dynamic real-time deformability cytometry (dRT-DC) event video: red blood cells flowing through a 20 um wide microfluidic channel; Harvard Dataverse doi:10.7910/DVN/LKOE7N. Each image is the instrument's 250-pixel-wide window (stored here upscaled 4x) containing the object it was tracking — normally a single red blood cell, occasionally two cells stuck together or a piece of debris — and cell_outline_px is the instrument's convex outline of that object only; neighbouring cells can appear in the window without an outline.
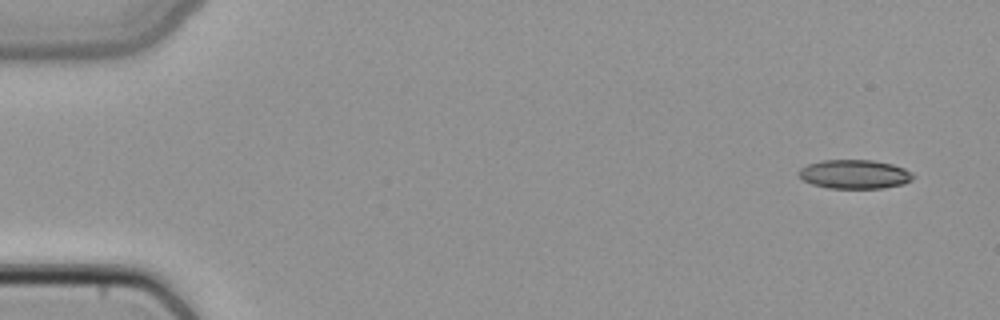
{"species": "common noctule bat (a hibernating species)", "species_latin": "Nyctalus noctula", "temperature_condition": "cold", "stored_images_in_passage": 5, "camera_frame_rate_fps": 3000, "um_per_image_px": 0.085, "animal": {"sex": "female", "body_mass_g": 22.7, "forearm_length_mm": 54.2}, "frame": {"image": 1, "passage_image": 1, "time_ms": 0.0, "image_size_px": [1000, 320], "cell_outline_px": [[916, 176], [912, 180], [904, 184], [884, 188], [828, 188], [812, 184], [804, 180], [800, 176], [800, 168], [808, 164], [820, 160], [872, 160], [892, 164], [904, 168], [912, 172]], "centroid_in_image_um": [72.68, 14.81], "position_along_channel_um": 12.3, "area_um2": 19.36}}
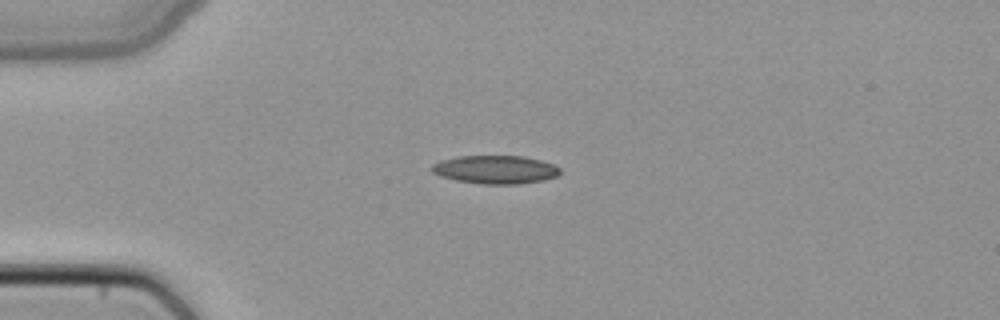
{"frame": {"image": 2, "passage_image": 3, "time_ms": 0.667, "image_size_px": [1000, 320], "cell_outline_px": [[560, 172], [556, 176], [544, 180], [520, 184], [480, 184], [456, 180], [440, 176], [432, 172], [432, 164], [440, 160], [456, 156], [524, 156], [540, 160], [552, 164], [560, 168]], "centroid_in_image_um": [42.09, 14.41], "position_along_channel_um": 42.9, "area_um2": 21.21}}
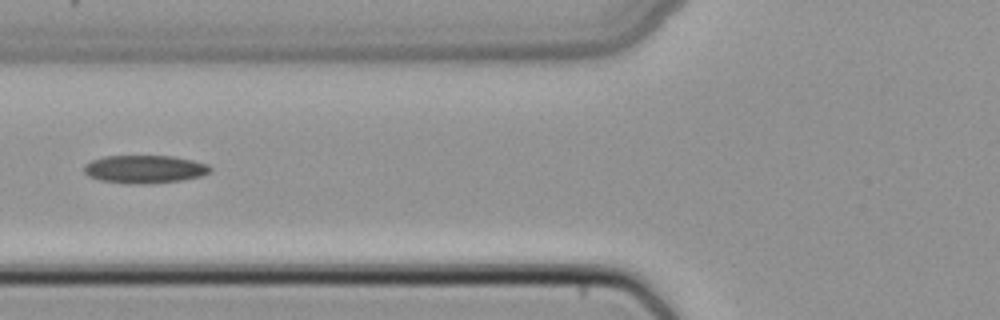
{"frame": {"image": 3, "passage_image": 5, "time_ms": 1.333, "image_size_px": [1000, 320], "cell_outline_px": [[212, 172], [200, 176], [180, 180], [152, 184], [128, 184], [100, 180], [88, 176], [84, 172], [84, 164], [92, 160], [104, 156], [176, 156], [208, 164], [212, 168]], "centroid_in_image_um": [12.3, 14.38], "position_along_channel_um": 113.5, "area_um2": 20.81}}